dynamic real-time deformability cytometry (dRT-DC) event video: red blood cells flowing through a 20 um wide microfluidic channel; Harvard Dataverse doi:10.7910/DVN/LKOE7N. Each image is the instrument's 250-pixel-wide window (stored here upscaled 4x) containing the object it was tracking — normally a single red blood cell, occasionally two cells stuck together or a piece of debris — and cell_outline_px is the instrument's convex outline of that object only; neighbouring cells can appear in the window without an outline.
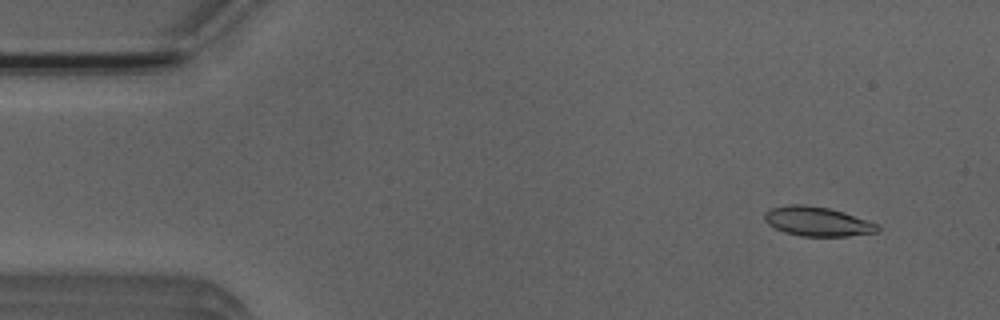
{"species": "Egyptian fruit bat (a non-hibernating species)", "species_latin": "Rousettus aegyptiacus", "temperature_condition": "room temperature", "stored_images_in_passage": 51, "camera_frame_rate_fps": 3000, "um_per_image_px": 0.085, "animal": {"sex": "male"}, "frame": {"image": 1, "passage_image": 4, "time_ms": 1.0, "image_size_px": [1000, 320], "cell_outline_px": [[880, 232], [848, 236], [800, 236], [784, 232], [768, 224], [764, 220], [764, 212], [768, 208], [788, 204], [804, 204], [828, 208], [844, 212], [876, 224], [880, 228]], "centroid_in_image_um": [69.43, 18.82], "position_along_channel_um": 15.6, "area_um2": 19.42}}
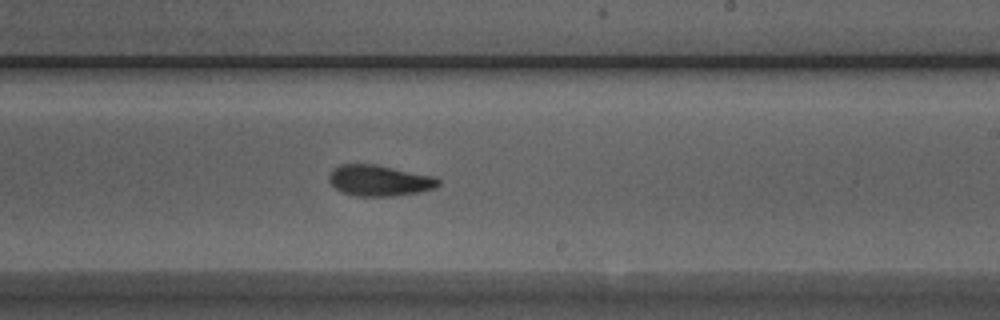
{"frame": {"image": 2, "passage_image": 30, "time_ms": 9.667, "image_size_px": [1000, 320], "cell_outline_px": [[440, 184], [436, 188], [420, 192], [392, 196], [356, 196], [340, 192], [328, 180], [328, 176], [340, 164], [376, 164], [432, 176], [440, 180]], "centroid_in_image_um": [32.25, 15.35], "position_along_channel_um": 256.8, "area_um2": 19.65}}
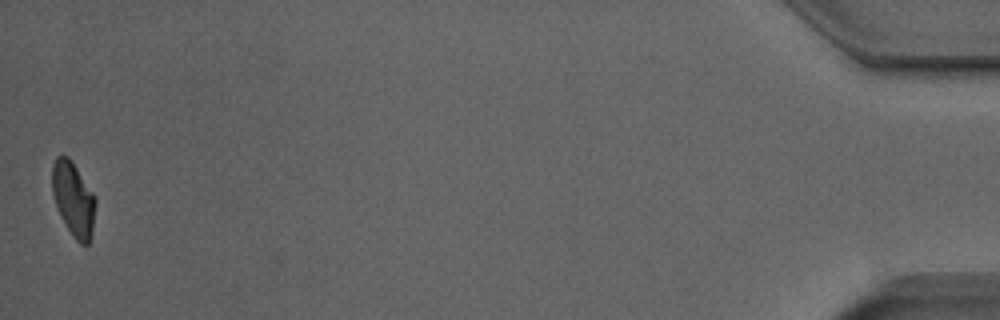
{"frame": {"image": 3, "passage_image": 51, "time_ms": 16.667, "image_size_px": [1000, 320], "cell_outline_px": [[96, 204], [92, 232], [88, 244], [80, 244], [72, 236], [56, 204], [52, 192], [52, 164], [56, 156], [68, 156], [92, 192], [96, 200]], "centroid_in_image_um": [6.24, 16.92], "position_along_channel_um": 429.0, "area_um2": 18.32}, "authors_computed_cell_mechanics": {"area_um2": 19.652, "velocity_mm_per_s": 3.9206, "shape_relaxation_time_tau1_ms": 3.6609, "shape_relaxation_time_tau2_ms": 2.4947, "deformation_change_tau1": 0.1578, "deformation_change_tau2": 0.0802}}